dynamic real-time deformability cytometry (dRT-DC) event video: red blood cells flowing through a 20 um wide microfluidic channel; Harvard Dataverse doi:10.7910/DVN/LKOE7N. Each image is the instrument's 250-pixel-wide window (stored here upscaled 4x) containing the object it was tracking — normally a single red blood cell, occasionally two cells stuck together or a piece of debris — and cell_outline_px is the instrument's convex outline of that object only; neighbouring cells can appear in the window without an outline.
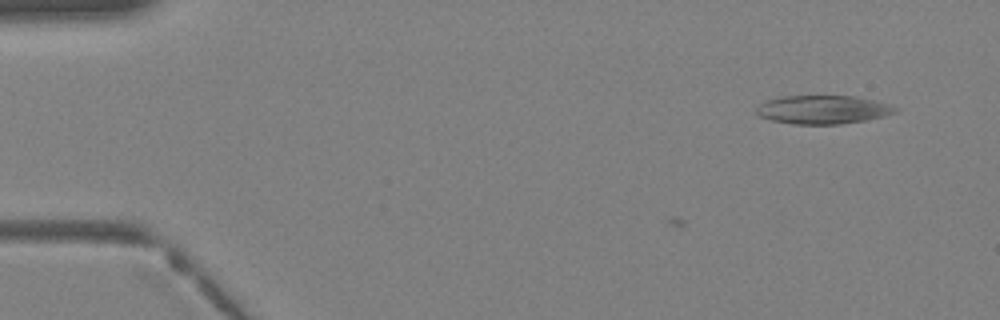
{"species": "Egyptian fruit bat (a non-hibernating species)", "species_latin": "Rousettus aegyptiacus", "temperature_condition": "warm", "stored_images_in_passage": 2, "camera_frame_rate_fps": 3000, "um_per_image_px": 0.085, "animal": {"sex": "female"}, "frame": {"image": 1, "passage_image": 2, "time_ms": 0.333, "image_size_px": [1000, 320], "cell_outline_px": [[900, 108], [896, 112], [884, 116], [864, 120], [840, 124], [792, 124], [772, 120], [760, 116], [756, 112], [756, 108], [764, 100], [780, 96], [856, 96], [888, 104]], "centroid_in_image_um": [69.92, 9.31], "position_along_channel_um": 15.1, "area_um2": 23.06}}